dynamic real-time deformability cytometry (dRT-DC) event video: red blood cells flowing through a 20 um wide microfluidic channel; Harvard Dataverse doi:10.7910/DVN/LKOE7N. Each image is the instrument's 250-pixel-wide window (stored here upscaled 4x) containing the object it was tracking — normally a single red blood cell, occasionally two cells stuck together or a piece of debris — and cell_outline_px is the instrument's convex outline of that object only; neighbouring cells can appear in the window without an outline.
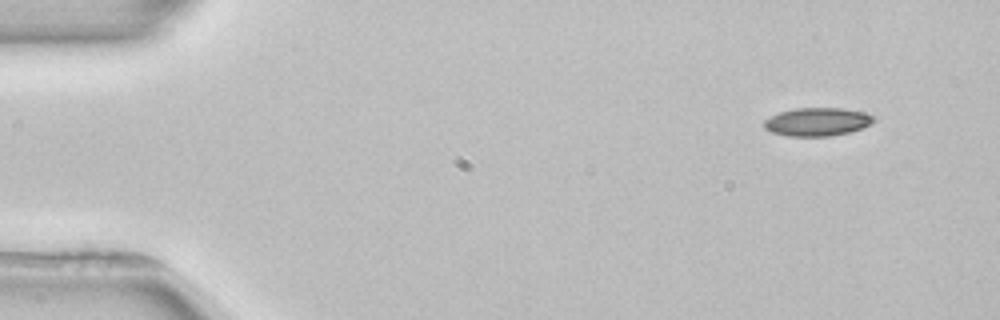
{"species": "common noctule bat (a hibernating species)", "species_latin": "Nyctalus noctula", "temperature_condition": "room temperature", "stored_images_in_passage": 5, "segment_of_instrument_passage": [2, 2], "camera_frame_rate_fps": 3000, "um_per_image_px": 0.085, "animal": {"sex": "female", "body_mass_g": 22.7, "forearm_length_mm": 54.2}, "frame": {"image": 1, "passage_image": 5, "time_ms": 6.333, "image_size_px": [1000, 320], "cell_outline_px": [[876, 120], [872, 124], [864, 128], [852, 132], [828, 136], [788, 136], [772, 132], [764, 128], [764, 120], [780, 112], [796, 108], [840, 108], [864, 112], [876, 116]], "centroid_in_image_um": [69.53, 10.36], "position_along_channel_um": 15.5, "area_um2": 18.21}}